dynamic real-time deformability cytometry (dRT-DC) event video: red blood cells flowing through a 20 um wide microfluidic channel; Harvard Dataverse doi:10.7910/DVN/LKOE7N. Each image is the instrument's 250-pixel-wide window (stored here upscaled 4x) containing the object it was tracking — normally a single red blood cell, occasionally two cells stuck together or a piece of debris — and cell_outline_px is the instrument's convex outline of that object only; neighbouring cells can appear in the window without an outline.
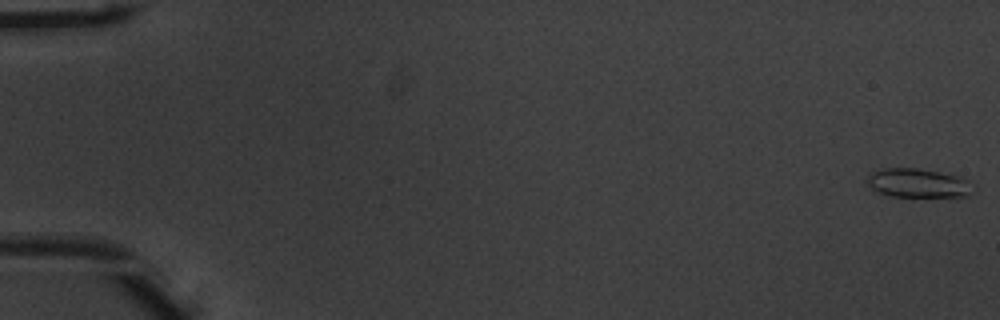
{"species": "common noctule bat (a hibernating species)", "species_latin": "Nyctalus noctula", "temperature_condition": "warm", "stored_images_in_passage": 10, "camera_frame_rate_fps": 3000, "um_per_image_px": 0.085, "animal": {"sex": "male", "body_mass_g": 20.1, "forearm_length_mm": 53.5}, "frame": {"image": 1, "passage_image": 1, "time_ms": 0.0, "image_size_px": [1000, 320], "cell_outline_px": [[976, 192], [968, 196], [892, 196], [880, 192], [872, 188], [868, 184], [868, 172], [884, 168], [916, 168], [960, 176], [968, 180]], "centroid_in_image_um": [78.07, 15.55], "position_along_channel_um": 6.9, "area_um2": 17.8}}